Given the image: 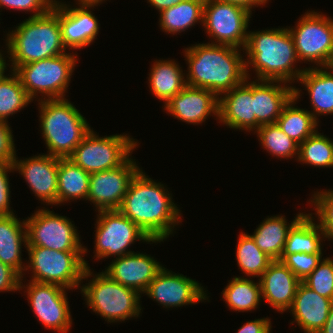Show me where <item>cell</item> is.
<instances>
[{
	"label": "cell",
	"instance_id": "cell-1",
	"mask_svg": "<svg viewBox=\"0 0 333 333\" xmlns=\"http://www.w3.org/2000/svg\"><path fill=\"white\" fill-rule=\"evenodd\" d=\"M118 210L151 240H166L181 221L180 210L169 191L163 184L148 178L141 169L131 179Z\"/></svg>",
	"mask_w": 333,
	"mask_h": 333
},
{
	"label": "cell",
	"instance_id": "cell-2",
	"mask_svg": "<svg viewBox=\"0 0 333 333\" xmlns=\"http://www.w3.org/2000/svg\"><path fill=\"white\" fill-rule=\"evenodd\" d=\"M241 48L212 43L185 49L188 63L186 85L208 89L217 96L242 84L246 77Z\"/></svg>",
	"mask_w": 333,
	"mask_h": 333
},
{
	"label": "cell",
	"instance_id": "cell-3",
	"mask_svg": "<svg viewBox=\"0 0 333 333\" xmlns=\"http://www.w3.org/2000/svg\"><path fill=\"white\" fill-rule=\"evenodd\" d=\"M244 50L248 57L245 61L247 78H249L247 68L250 67L248 65L255 69L258 80L285 83H292L294 79L298 81L305 71V68L300 70L293 67V64L299 60L288 28L249 31Z\"/></svg>",
	"mask_w": 333,
	"mask_h": 333
},
{
	"label": "cell",
	"instance_id": "cell-4",
	"mask_svg": "<svg viewBox=\"0 0 333 333\" xmlns=\"http://www.w3.org/2000/svg\"><path fill=\"white\" fill-rule=\"evenodd\" d=\"M11 70L19 66L66 53L59 21V3L43 15L29 17L7 34Z\"/></svg>",
	"mask_w": 333,
	"mask_h": 333
},
{
	"label": "cell",
	"instance_id": "cell-5",
	"mask_svg": "<svg viewBox=\"0 0 333 333\" xmlns=\"http://www.w3.org/2000/svg\"><path fill=\"white\" fill-rule=\"evenodd\" d=\"M40 101V102H39ZM41 132L48 154L69 158L91 130L85 117L67 99H39Z\"/></svg>",
	"mask_w": 333,
	"mask_h": 333
},
{
	"label": "cell",
	"instance_id": "cell-6",
	"mask_svg": "<svg viewBox=\"0 0 333 333\" xmlns=\"http://www.w3.org/2000/svg\"><path fill=\"white\" fill-rule=\"evenodd\" d=\"M26 249L29 263L25 271L31 268L33 273L30 281L72 289L93 274L83 258L85 251H57L40 246H27Z\"/></svg>",
	"mask_w": 333,
	"mask_h": 333
},
{
	"label": "cell",
	"instance_id": "cell-7",
	"mask_svg": "<svg viewBox=\"0 0 333 333\" xmlns=\"http://www.w3.org/2000/svg\"><path fill=\"white\" fill-rule=\"evenodd\" d=\"M81 293L89 308L110 323L139 317L141 312L140 293L112 280L104 272L83 285Z\"/></svg>",
	"mask_w": 333,
	"mask_h": 333
},
{
	"label": "cell",
	"instance_id": "cell-8",
	"mask_svg": "<svg viewBox=\"0 0 333 333\" xmlns=\"http://www.w3.org/2000/svg\"><path fill=\"white\" fill-rule=\"evenodd\" d=\"M64 53L19 66L14 72L33 100L38 93L42 99L65 98V92L75 69L77 55Z\"/></svg>",
	"mask_w": 333,
	"mask_h": 333
},
{
	"label": "cell",
	"instance_id": "cell-9",
	"mask_svg": "<svg viewBox=\"0 0 333 333\" xmlns=\"http://www.w3.org/2000/svg\"><path fill=\"white\" fill-rule=\"evenodd\" d=\"M136 146L137 141L127 135L99 137L91 129L69 159L91 174L122 165Z\"/></svg>",
	"mask_w": 333,
	"mask_h": 333
},
{
	"label": "cell",
	"instance_id": "cell-10",
	"mask_svg": "<svg viewBox=\"0 0 333 333\" xmlns=\"http://www.w3.org/2000/svg\"><path fill=\"white\" fill-rule=\"evenodd\" d=\"M299 61L329 67L333 59V20L319 12H307L295 28H288Z\"/></svg>",
	"mask_w": 333,
	"mask_h": 333
},
{
	"label": "cell",
	"instance_id": "cell-11",
	"mask_svg": "<svg viewBox=\"0 0 333 333\" xmlns=\"http://www.w3.org/2000/svg\"><path fill=\"white\" fill-rule=\"evenodd\" d=\"M252 11L237 4L220 0H205L203 26L215 42L236 48L247 43L248 24Z\"/></svg>",
	"mask_w": 333,
	"mask_h": 333
},
{
	"label": "cell",
	"instance_id": "cell-12",
	"mask_svg": "<svg viewBox=\"0 0 333 333\" xmlns=\"http://www.w3.org/2000/svg\"><path fill=\"white\" fill-rule=\"evenodd\" d=\"M96 222L95 253L98 259L109 256L121 257L133 253L127 248L140 240L143 242H161L151 240L130 218L124 216L119 210L98 211ZM127 250V251H126Z\"/></svg>",
	"mask_w": 333,
	"mask_h": 333
},
{
	"label": "cell",
	"instance_id": "cell-13",
	"mask_svg": "<svg viewBox=\"0 0 333 333\" xmlns=\"http://www.w3.org/2000/svg\"><path fill=\"white\" fill-rule=\"evenodd\" d=\"M27 246H40L57 251H85L79 233L70 219L53 211L38 209L27 220Z\"/></svg>",
	"mask_w": 333,
	"mask_h": 333
},
{
	"label": "cell",
	"instance_id": "cell-14",
	"mask_svg": "<svg viewBox=\"0 0 333 333\" xmlns=\"http://www.w3.org/2000/svg\"><path fill=\"white\" fill-rule=\"evenodd\" d=\"M26 288L31 308L45 328L67 333L72 324L67 288L36 281H29Z\"/></svg>",
	"mask_w": 333,
	"mask_h": 333
},
{
	"label": "cell",
	"instance_id": "cell-15",
	"mask_svg": "<svg viewBox=\"0 0 333 333\" xmlns=\"http://www.w3.org/2000/svg\"><path fill=\"white\" fill-rule=\"evenodd\" d=\"M140 170L130 157L120 166L90 174L87 200L98 211L118 210L126 195L131 179Z\"/></svg>",
	"mask_w": 333,
	"mask_h": 333
},
{
	"label": "cell",
	"instance_id": "cell-16",
	"mask_svg": "<svg viewBox=\"0 0 333 333\" xmlns=\"http://www.w3.org/2000/svg\"><path fill=\"white\" fill-rule=\"evenodd\" d=\"M165 308L180 307L207 300L203 286L182 274L172 273L165 267L150 282L144 292Z\"/></svg>",
	"mask_w": 333,
	"mask_h": 333
},
{
	"label": "cell",
	"instance_id": "cell-17",
	"mask_svg": "<svg viewBox=\"0 0 333 333\" xmlns=\"http://www.w3.org/2000/svg\"><path fill=\"white\" fill-rule=\"evenodd\" d=\"M14 168L25 178L30 189L43 203L58 205V163L59 158L49 154L17 160Z\"/></svg>",
	"mask_w": 333,
	"mask_h": 333
},
{
	"label": "cell",
	"instance_id": "cell-18",
	"mask_svg": "<svg viewBox=\"0 0 333 333\" xmlns=\"http://www.w3.org/2000/svg\"><path fill=\"white\" fill-rule=\"evenodd\" d=\"M163 269L153 257L143 253H133L116 257L106 268L112 280L144 294L150 282Z\"/></svg>",
	"mask_w": 333,
	"mask_h": 333
},
{
	"label": "cell",
	"instance_id": "cell-19",
	"mask_svg": "<svg viewBox=\"0 0 333 333\" xmlns=\"http://www.w3.org/2000/svg\"><path fill=\"white\" fill-rule=\"evenodd\" d=\"M164 108L182 122L200 124L211 114L218 119L219 96L208 89L186 85Z\"/></svg>",
	"mask_w": 333,
	"mask_h": 333
},
{
	"label": "cell",
	"instance_id": "cell-20",
	"mask_svg": "<svg viewBox=\"0 0 333 333\" xmlns=\"http://www.w3.org/2000/svg\"><path fill=\"white\" fill-rule=\"evenodd\" d=\"M247 79L219 97L218 118L229 128L256 131L261 124L254 115L253 81Z\"/></svg>",
	"mask_w": 333,
	"mask_h": 333
},
{
	"label": "cell",
	"instance_id": "cell-21",
	"mask_svg": "<svg viewBox=\"0 0 333 333\" xmlns=\"http://www.w3.org/2000/svg\"><path fill=\"white\" fill-rule=\"evenodd\" d=\"M55 2L60 3L59 21L65 48L76 50L93 43L99 32L98 19L89 10L94 5L69 8L67 4Z\"/></svg>",
	"mask_w": 333,
	"mask_h": 333
},
{
	"label": "cell",
	"instance_id": "cell-22",
	"mask_svg": "<svg viewBox=\"0 0 333 333\" xmlns=\"http://www.w3.org/2000/svg\"><path fill=\"white\" fill-rule=\"evenodd\" d=\"M261 297L271 307L283 313L293 304L301 281L280 260H273L260 277Z\"/></svg>",
	"mask_w": 333,
	"mask_h": 333
},
{
	"label": "cell",
	"instance_id": "cell-23",
	"mask_svg": "<svg viewBox=\"0 0 333 333\" xmlns=\"http://www.w3.org/2000/svg\"><path fill=\"white\" fill-rule=\"evenodd\" d=\"M332 305V299L321 296L301 282L289 310L294 315V322L305 333H317L325 324Z\"/></svg>",
	"mask_w": 333,
	"mask_h": 333
},
{
	"label": "cell",
	"instance_id": "cell-24",
	"mask_svg": "<svg viewBox=\"0 0 333 333\" xmlns=\"http://www.w3.org/2000/svg\"><path fill=\"white\" fill-rule=\"evenodd\" d=\"M285 84L281 81H253L254 115L261 125L275 124L284 106L294 97V87Z\"/></svg>",
	"mask_w": 333,
	"mask_h": 333
},
{
	"label": "cell",
	"instance_id": "cell-25",
	"mask_svg": "<svg viewBox=\"0 0 333 333\" xmlns=\"http://www.w3.org/2000/svg\"><path fill=\"white\" fill-rule=\"evenodd\" d=\"M27 247L25 220L19 221L15 214L0 216V261L16 270L21 276L25 271L22 265L21 246Z\"/></svg>",
	"mask_w": 333,
	"mask_h": 333
},
{
	"label": "cell",
	"instance_id": "cell-26",
	"mask_svg": "<svg viewBox=\"0 0 333 333\" xmlns=\"http://www.w3.org/2000/svg\"><path fill=\"white\" fill-rule=\"evenodd\" d=\"M323 69L322 67L305 68L298 79L309 93L310 104L313 107V112L310 111V113L316 121L317 115L333 114V73L330 67Z\"/></svg>",
	"mask_w": 333,
	"mask_h": 333
},
{
	"label": "cell",
	"instance_id": "cell-27",
	"mask_svg": "<svg viewBox=\"0 0 333 333\" xmlns=\"http://www.w3.org/2000/svg\"><path fill=\"white\" fill-rule=\"evenodd\" d=\"M304 215L299 213L293 221L287 224L284 216H271L266 218L250 235L261 251L273 260H279L284 250L288 232L291 227Z\"/></svg>",
	"mask_w": 333,
	"mask_h": 333
},
{
	"label": "cell",
	"instance_id": "cell-28",
	"mask_svg": "<svg viewBox=\"0 0 333 333\" xmlns=\"http://www.w3.org/2000/svg\"><path fill=\"white\" fill-rule=\"evenodd\" d=\"M150 69V89L164 105L186 86L185 74L175 61L156 60Z\"/></svg>",
	"mask_w": 333,
	"mask_h": 333
},
{
	"label": "cell",
	"instance_id": "cell-29",
	"mask_svg": "<svg viewBox=\"0 0 333 333\" xmlns=\"http://www.w3.org/2000/svg\"><path fill=\"white\" fill-rule=\"evenodd\" d=\"M312 214H304L289 230L282 254L322 253L323 230L313 222ZM322 235V236H321Z\"/></svg>",
	"mask_w": 333,
	"mask_h": 333
},
{
	"label": "cell",
	"instance_id": "cell-30",
	"mask_svg": "<svg viewBox=\"0 0 333 333\" xmlns=\"http://www.w3.org/2000/svg\"><path fill=\"white\" fill-rule=\"evenodd\" d=\"M299 96L300 90L294 87V97L284 106L276 124L288 137L300 145L317 130L319 121L314 119L310 111L293 107Z\"/></svg>",
	"mask_w": 333,
	"mask_h": 333
},
{
	"label": "cell",
	"instance_id": "cell-31",
	"mask_svg": "<svg viewBox=\"0 0 333 333\" xmlns=\"http://www.w3.org/2000/svg\"><path fill=\"white\" fill-rule=\"evenodd\" d=\"M90 173L69 158H60L58 163V204L70 199H86L89 192Z\"/></svg>",
	"mask_w": 333,
	"mask_h": 333
},
{
	"label": "cell",
	"instance_id": "cell-32",
	"mask_svg": "<svg viewBox=\"0 0 333 333\" xmlns=\"http://www.w3.org/2000/svg\"><path fill=\"white\" fill-rule=\"evenodd\" d=\"M204 4L205 0H185L162 10L159 19L162 31L174 35L197 22H202L203 25Z\"/></svg>",
	"mask_w": 333,
	"mask_h": 333
},
{
	"label": "cell",
	"instance_id": "cell-33",
	"mask_svg": "<svg viewBox=\"0 0 333 333\" xmlns=\"http://www.w3.org/2000/svg\"><path fill=\"white\" fill-rule=\"evenodd\" d=\"M222 292L228 307L239 312L254 310L262 298L260 282L244 277H234Z\"/></svg>",
	"mask_w": 333,
	"mask_h": 333
},
{
	"label": "cell",
	"instance_id": "cell-34",
	"mask_svg": "<svg viewBox=\"0 0 333 333\" xmlns=\"http://www.w3.org/2000/svg\"><path fill=\"white\" fill-rule=\"evenodd\" d=\"M236 259L239 269L247 276H260L268 268L273 259L255 244V241L249 234L240 233L237 248Z\"/></svg>",
	"mask_w": 333,
	"mask_h": 333
},
{
	"label": "cell",
	"instance_id": "cell-35",
	"mask_svg": "<svg viewBox=\"0 0 333 333\" xmlns=\"http://www.w3.org/2000/svg\"><path fill=\"white\" fill-rule=\"evenodd\" d=\"M33 101L22 86L20 78L13 71L10 77L3 76L0 80V119L16 114ZM16 112V113H15Z\"/></svg>",
	"mask_w": 333,
	"mask_h": 333
},
{
	"label": "cell",
	"instance_id": "cell-36",
	"mask_svg": "<svg viewBox=\"0 0 333 333\" xmlns=\"http://www.w3.org/2000/svg\"><path fill=\"white\" fill-rule=\"evenodd\" d=\"M298 161L314 167H333V141L316 130L299 145Z\"/></svg>",
	"mask_w": 333,
	"mask_h": 333
},
{
	"label": "cell",
	"instance_id": "cell-37",
	"mask_svg": "<svg viewBox=\"0 0 333 333\" xmlns=\"http://www.w3.org/2000/svg\"><path fill=\"white\" fill-rule=\"evenodd\" d=\"M255 132L258 134L261 145L271 155L282 158H291L299 155V144L288 137L275 124L261 125Z\"/></svg>",
	"mask_w": 333,
	"mask_h": 333
},
{
	"label": "cell",
	"instance_id": "cell-38",
	"mask_svg": "<svg viewBox=\"0 0 333 333\" xmlns=\"http://www.w3.org/2000/svg\"><path fill=\"white\" fill-rule=\"evenodd\" d=\"M322 260L302 282L321 296L333 300V259L327 257Z\"/></svg>",
	"mask_w": 333,
	"mask_h": 333
},
{
	"label": "cell",
	"instance_id": "cell-39",
	"mask_svg": "<svg viewBox=\"0 0 333 333\" xmlns=\"http://www.w3.org/2000/svg\"><path fill=\"white\" fill-rule=\"evenodd\" d=\"M314 197V198H313ZM311 202L319 219L318 224L323 230L324 238L333 240V191H319L313 195Z\"/></svg>",
	"mask_w": 333,
	"mask_h": 333
},
{
	"label": "cell",
	"instance_id": "cell-40",
	"mask_svg": "<svg viewBox=\"0 0 333 333\" xmlns=\"http://www.w3.org/2000/svg\"><path fill=\"white\" fill-rule=\"evenodd\" d=\"M322 253H293L282 254V261L302 282L322 260Z\"/></svg>",
	"mask_w": 333,
	"mask_h": 333
},
{
	"label": "cell",
	"instance_id": "cell-41",
	"mask_svg": "<svg viewBox=\"0 0 333 333\" xmlns=\"http://www.w3.org/2000/svg\"><path fill=\"white\" fill-rule=\"evenodd\" d=\"M55 0H0L2 6L19 11H33L30 17H36L48 12L54 5Z\"/></svg>",
	"mask_w": 333,
	"mask_h": 333
},
{
	"label": "cell",
	"instance_id": "cell-42",
	"mask_svg": "<svg viewBox=\"0 0 333 333\" xmlns=\"http://www.w3.org/2000/svg\"><path fill=\"white\" fill-rule=\"evenodd\" d=\"M12 130L8 122L0 119V164L14 162L16 150Z\"/></svg>",
	"mask_w": 333,
	"mask_h": 333
},
{
	"label": "cell",
	"instance_id": "cell-43",
	"mask_svg": "<svg viewBox=\"0 0 333 333\" xmlns=\"http://www.w3.org/2000/svg\"><path fill=\"white\" fill-rule=\"evenodd\" d=\"M14 171V164H0V216L14 214L10 209V185L7 172Z\"/></svg>",
	"mask_w": 333,
	"mask_h": 333
},
{
	"label": "cell",
	"instance_id": "cell-44",
	"mask_svg": "<svg viewBox=\"0 0 333 333\" xmlns=\"http://www.w3.org/2000/svg\"><path fill=\"white\" fill-rule=\"evenodd\" d=\"M22 278L16 270L0 261V292L20 291L21 288H25L21 282Z\"/></svg>",
	"mask_w": 333,
	"mask_h": 333
},
{
	"label": "cell",
	"instance_id": "cell-45",
	"mask_svg": "<svg viewBox=\"0 0 333 333\" xmlns=\"http://www.w3.org/2000/svg\"><path fill=\"white\" fill-rule=\"evenodd\" d=\"M270 328L269 318L255 319L245 323L236 333H270Z\"/></svg>",
	"mask_w": 333,
	"mask_h": 333
},
{
	"label": "cell",
	"instance_id": "cell-46",
	"mask_svg": "<svg viewBox=\"0 0 333 333\" xmlns=\"http://www.w3.org/2000/svg\"><path fill=\"white\" fill-rule=\"evenodd\" d=\"M220 1L237 4L251 11L252 7L254 8V6L258 7L259 5L260 6L264 5L265 3H267L268 0H220Z\"/></svg>",
	"mask_w": 333,
	"mask_h": 333
},
{
	"label": "cell",
	"instance_id": "cell-47",
	"mask_svg": "<svg viewBox=\"0 0 333 333\" xmlns=\"http://www.w3.org/2000/svg\"><path fill=\"white\" fill-rule=\"evenodd\" d=\"M183 1L185 0H148L151 6H154L155 9H158L159 12H161L166 8H170L174 5H177L178 3Z\"/></svg>",
	"mask_w": 333,
	"mask_h": 333
},
{
	"label": "cell",
	"instance_id": "cell-48",
	"mask_svg": "<svg viewBox=\"0 0 333 333\" xmlns=\"http://www.w3.org/2000/svg\"><path fill=\"white\" fill-rule=\"evenodd\" d=\"M317 333H333V305L331 306L325 324Z\"/></svg>",
	"mask_w": 333,
	"mask_h": 333
},
{
	"label": "cell",
	"instance_id": "cell-49",
	"mask_svg": "<svg viewBox=\"0 0 333 333\" xmlns=\"http://www.w3.org/2000/svg\"><path fill=\"white\" fill-rule=\"evenodd\" d=\"M3 54L0 52V80L1 78L4 76L5 73V69H6V60H4V57L2 56Z\"/></svg>",
	"mask_w": 333,
	"mask_h": 333
},
{
	"label": "cell",
	"instance_id": "cell-50",
	"mask_svg": "<svg viewBox=\"0 0 333 333\" xmlns=\"http://www.w3.org/2000/svg\"><path fill=\"white\" fill-rule=\"evenodd\" d=\"M79 3L78 5H94L97 6V4L103 2L104 0H77Z\"/></svg>",
	"mask_w": 333,
	"mask_h": 333
},
{
	"label": "cell",
	"instance_id": "cell-51",
	"mask_svg": "<svg viewBox=\"0 0 333 333\" xmlns=\"http://www.w3.org/2000/svg\"><path fill=\"white\" fill-rule=\"evenodd\" d=\"M329 67L331 68V70H332V72H333V59H332L331 64H330Z\"/></svg>",
	"mask_w": 333,
	"mask_h": 333
}]
</instances>
